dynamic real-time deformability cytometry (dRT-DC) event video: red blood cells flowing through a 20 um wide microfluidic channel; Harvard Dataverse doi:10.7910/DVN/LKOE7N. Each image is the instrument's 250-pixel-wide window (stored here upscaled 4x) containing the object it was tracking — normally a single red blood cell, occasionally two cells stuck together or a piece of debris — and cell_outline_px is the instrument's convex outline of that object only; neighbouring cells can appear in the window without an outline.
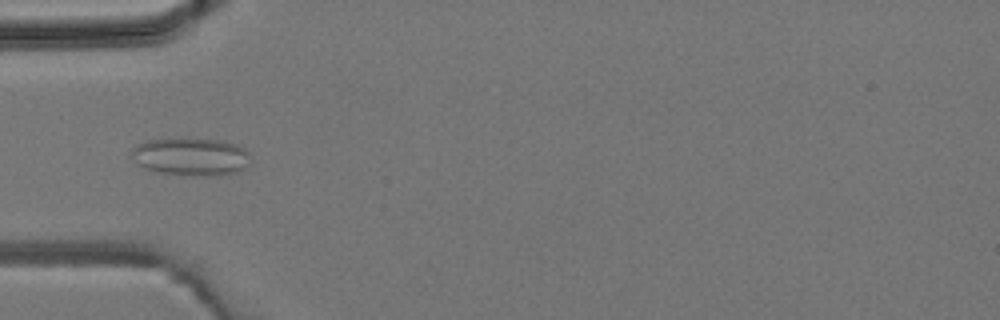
{"species": "common noctule bat (a hibernating species)", "species_latin": "Nyctalus noctula", "temperature_condition": "room temperature", "stored_images_in_passage": 7, "camera_frame_rate_fps": 3000, "um_per_image_px": 0.085, "animal": {"sex": "male", "body_mass_g": 19.2, "forearm_length_mm": 51.8}, "frame": {"image": 1, "passage_image": 2, "time_ms": 0.333, "image_size_px": [1000, 320], "cell_outline_px": [[248, 164], [236, 172], [160, 172], [148, 168], [140, 164], [132, 156], [132, 152], [144, 140], [224, 140], [244, 148], [248, 152]], "centroid_in_image_um": [16.24, 13.26], "position_along_channel_um": 68.8, "area_um2": 23.87}}